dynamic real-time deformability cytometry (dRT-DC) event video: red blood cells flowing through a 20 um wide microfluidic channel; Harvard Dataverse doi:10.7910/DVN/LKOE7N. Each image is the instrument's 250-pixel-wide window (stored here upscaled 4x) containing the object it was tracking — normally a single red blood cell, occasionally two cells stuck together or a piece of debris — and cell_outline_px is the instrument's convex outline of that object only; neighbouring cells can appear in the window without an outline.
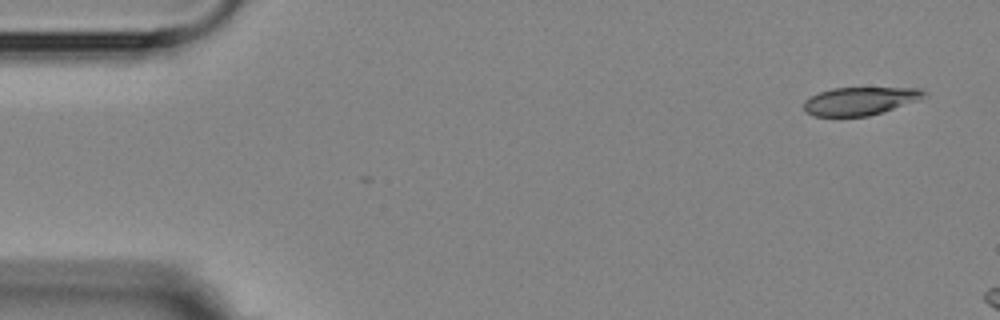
{"species": "Egyptian fruit bat (a non-hibernating species)", "species_latin": "Rousettus aegyptiacus", "temperature_condition": "room temperature", "stored_images_in_passage": 2, "camera_frame_rate_fps": 3000, "um_per_image_px": 0.085, "animal": {"sex": "female"}, "frame": {"image": 1, "passage_image": 2, "time_ms": 1.0, "image_size_px": [1000, 320], "cell_outline_px": [[928, 96], [884, 112], [868, 116], [812, 116], [804, 112], [804, 100], [820, 92], [832, 88], [924, 88], [928, 92]], "centroid_in_image_um": [73.13, 8.59], "position_along_channel_um": 11.9, "area_um2": 19.77}}